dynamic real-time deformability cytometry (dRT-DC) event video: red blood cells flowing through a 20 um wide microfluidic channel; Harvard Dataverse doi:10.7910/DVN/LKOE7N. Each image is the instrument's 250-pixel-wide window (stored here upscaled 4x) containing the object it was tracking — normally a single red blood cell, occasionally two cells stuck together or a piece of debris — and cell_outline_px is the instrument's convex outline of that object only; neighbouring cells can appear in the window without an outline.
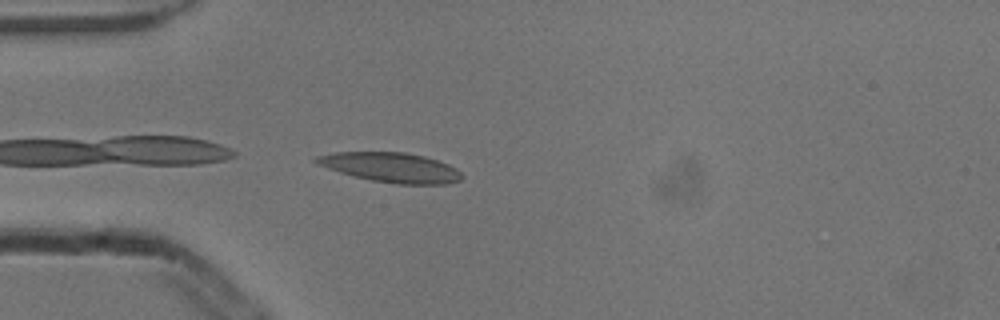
{"species": "common noctule bat (a hibernating species)", "species_latin": "Nyctalus noctula", "temperature_condition": "cold", "stored_images_in_passage": 33, "camera_frame_rate_fps": 3000, "um_per_image_px": 0.085, "animal": {"sex": "male", "body_mass_g": 13.3}, "frame": {"image": 1, "passage_image": 1, "time_ms": 0.0, "image_size_px": [1000, 320], "cell_outline_px": [[464, 176], [460, 180], [448, 184], [396, 184], [372, 180], [340, 172], [316, 164], [312, 160], [316, 156], [336, 152], [404, 152], [424, 156], [448, 164], [456, 168]], "centroid_in_image_um": [33.24, 14.23], "position_along_channel_um": 51.8, "area_um2": 25.09}}
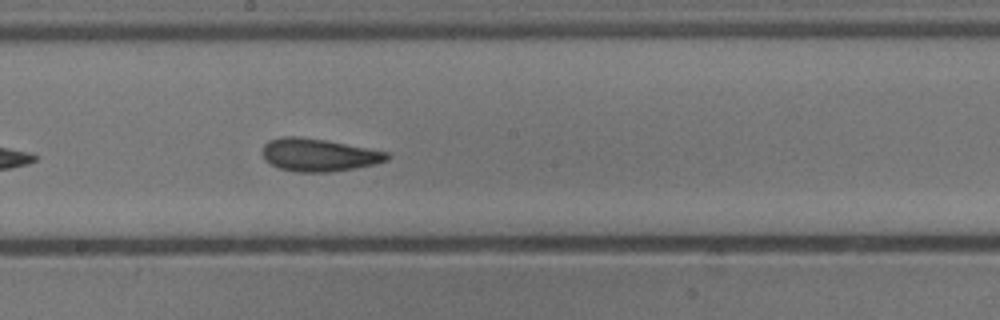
{"frame": {"image": 2, "passage_image": 15, "time_ms": 4.667, "image_size_px": [1000, 320], "cell_outline_px": [[392, 156], [388, 160], [356, 168], [328, 172], [296, 172], [280, 168], [264, 160], [264, 144], [268, 140], [284, 136], [296, 136], [324, 140], [368, 148], [388, 152]], "centroid_in_image_um": [27.1, 13.17], "position_along_channel_um": 221.1, "area_um2": 23.58}}
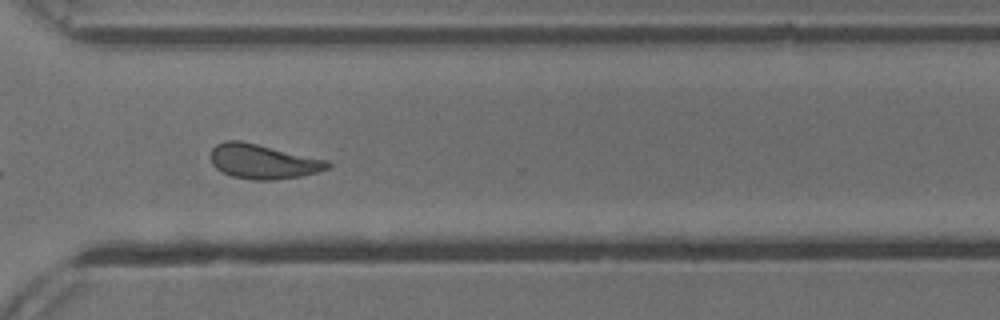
{"frame": {"image": 3, "passage_image": 25, "time_ms": 8.0, "image_size_px": [1000, 320], "cell_outline_px": [[332, 164], [328, 168], [316, 172], [300, 176], [272, 180], [256, 180], [232, 176], [216, 168], [212, 164], [212, 148], [216, 144], [224, 140], [240, 140], [328, 160]], "centroid_in_image_um": [22.35, 13.72], "position_along_channel_um": 348.2, "area_um2": 23.35}, "authors_computed_cell_mechanics": {"area_um2": 23.5824, "velocity_mm_per_s": 3.8251, "shape_relaxation_time_tau1_ms": 6.7184, "shape_relaxation_time_tau2_ms": 1.8051, "deformation_change_tau1": 0.1506, "deformation_change_tau2": 0.0963}}